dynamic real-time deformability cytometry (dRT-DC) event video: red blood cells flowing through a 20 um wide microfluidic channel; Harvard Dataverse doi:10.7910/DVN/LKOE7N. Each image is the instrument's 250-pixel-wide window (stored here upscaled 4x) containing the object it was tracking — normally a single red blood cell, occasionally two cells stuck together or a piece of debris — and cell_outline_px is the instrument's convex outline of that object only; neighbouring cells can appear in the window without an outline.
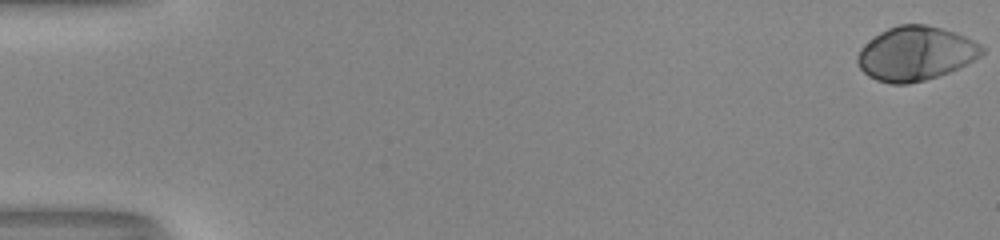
{"species": "human", "species_latin": "Homo sapiens", "temperature_condition": "room temperature", "stored_images_in_passage": 54, "camera_frame_rate_fps": 3000, "um_per_image_px": 0.085, "donor": {"sex": "male"}, "frame": {"image": 1, "passage_image": 1, "time_ms": 0.0, "image_size_px": [1000, 240], "cell_outline_px": [[984, 52], [980, 56], [948, 72], [924, 80], [908, 84], [892, 84], [876, 80], [868, 76], [860, 68], [856, 60], [856, 56], [860, 48], [864, 44], [880, 32], [888, 28], [900, 24], [924, 24], [940, 28], [964, 36], [980, 44], [984, 48]], "centroid_in_image_um": [77.78, 4.55], "position_along_channel_um": 7.2, "area_um2": 38.84}}
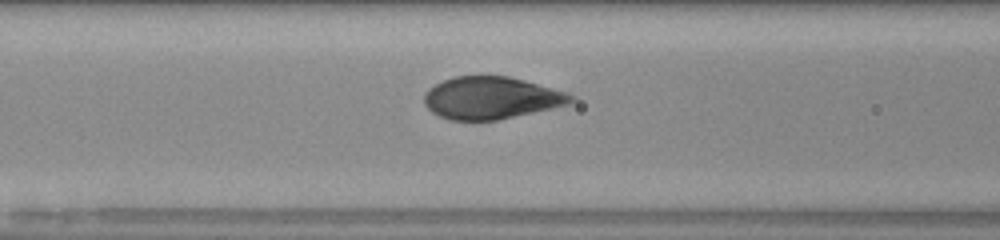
{"frame": {"image": 2, "passage_image": 24, "time_ms": 7.667, "image_size_px": [1000, 240], "cell_outline_px": [[576, 100], [568, 104], [552, 108], [496, 120], [448, 120], [432, 112], [424, 104], [424, 92], [428, 88], [444, 80], [456, 76], [508, 76], [524, 80], [568, 92], [576, 96]], "centroid_in_image_um": [41.76, 8.32], "position_along_channel_um": 124.8, "area_um2": 36.13}}
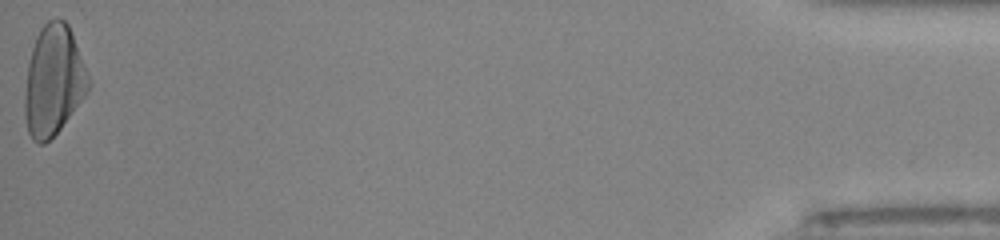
{"frame": {"image": 3, "passage_image": 54, "time_ms": 17.667, "image_size_px": [1000, 240], "cell_outline_px": [[88, 88], [84, 96], [60, 128], [44, 144], [40, 144], [32, 140], [28, 132], [24, 116], [24, 96], [28, 64], [32, 48], [36, 36], [40, 28], [48, 20], [56, 16], [64, 20], [68, 24], [88, 76]], "centroid_in_image_um": [4.5, 6.84], "position_along_channel_um": 430.7, "area_um2": 40.29}, "authors_computed_cell_mechanics": {"area_um2": 38.1769, "velocity_mm_per_s": 4.032, "shape_relaxation_time_tau1_ms": 3.1113, "shape_relaxation_time_tau2_ms": null, "deformation_change_tau1": 0.1826, "deformation_change_tau2": null}}